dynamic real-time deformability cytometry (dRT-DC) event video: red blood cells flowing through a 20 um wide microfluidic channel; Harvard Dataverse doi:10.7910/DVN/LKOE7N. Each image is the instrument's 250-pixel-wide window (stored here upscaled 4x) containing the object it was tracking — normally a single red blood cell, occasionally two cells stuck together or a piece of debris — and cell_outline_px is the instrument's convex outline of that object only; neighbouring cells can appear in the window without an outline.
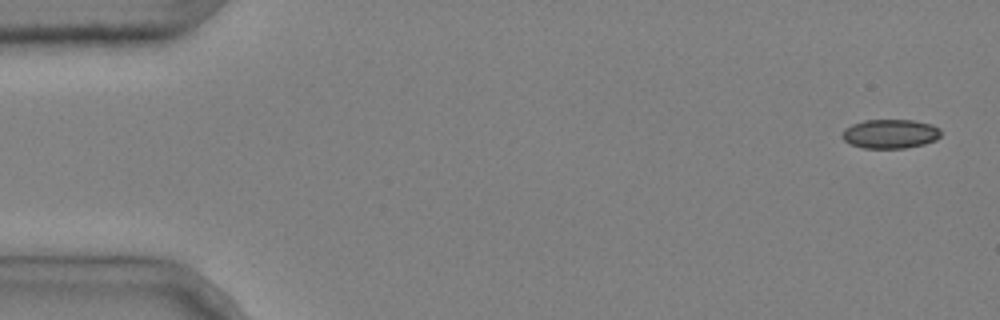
{"species": "common noctule bat (a hibernating species)", "species_latin": "Nyctalus noctula", "temperature_condition": "cold", "stored_images_in_passage": 4, "camera_frame_rate_fps": 3000, "um_per_image_px": 0.085, "animal": {"sex": "male", "body_mass_g": 20.4}, "frame": {"image": 1, "passage_image": 1, "time_ms": 0.0, "image_size_px": [1000, 320], "cell_outline_px": [[940, 136], [936, 140], [924, 144], [904, 148], [864, 148], [852, 144], [844, 140], [840, 136], [844, 128], [852, 124], [864, 120], [912, 120], [932, 124], [940, 128]], "centroid_in_image_um": [75.66, 11.37], "position_along_channel_um": 9.3, "area_um2": 16.82}}
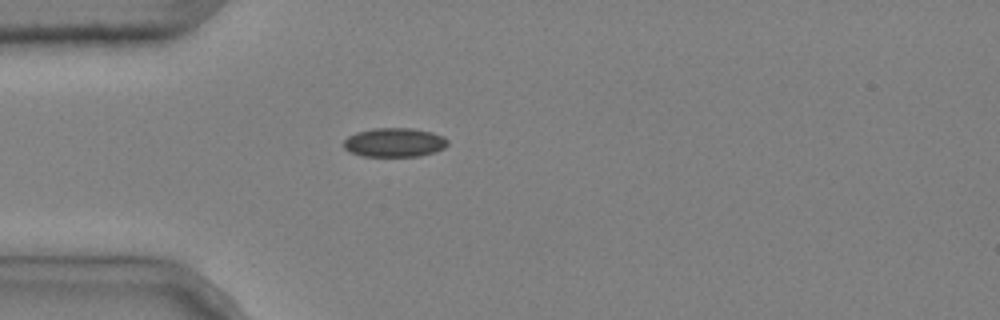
{"frame": {"image": 2, "passage_image": 4, "time_ms": 1.0, "image_size_px": [1000, 320], "cell_outline_px": [[448, 144], [444, 148], [436, 152], [420, 156], [360, 156], [348, 152], [344, 148], [344, 140], [348, 136], [356, 132], [372, 128], [412, 128], [432, 132], [444, 136], [448, 140]], "centroid_in_image_um": [33.52, 12.11], "position_along_channel_um": 51.5, "area_um2": 17.86}}